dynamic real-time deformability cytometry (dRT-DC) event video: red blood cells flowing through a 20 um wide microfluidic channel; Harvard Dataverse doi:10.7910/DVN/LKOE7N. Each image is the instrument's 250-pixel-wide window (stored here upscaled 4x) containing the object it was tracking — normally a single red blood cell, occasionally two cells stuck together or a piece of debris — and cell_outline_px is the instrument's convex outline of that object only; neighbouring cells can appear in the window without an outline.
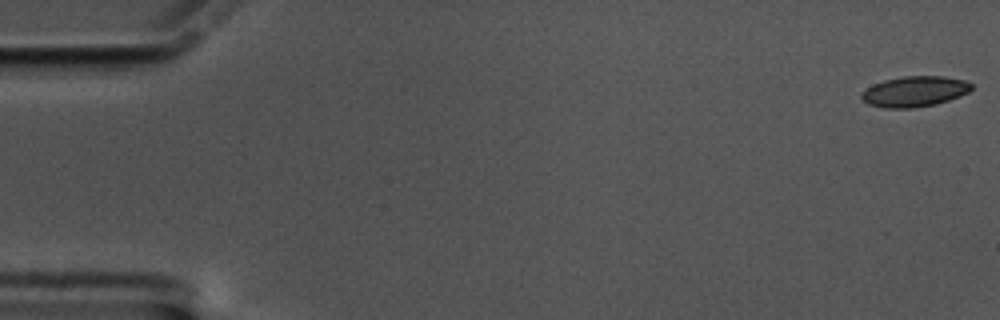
{"species": "common noctule bat (a hibernating species)", "species_latin": "Nyctalus noctula", "temperature_condition": "cold", "stored_images_in_passage": 59, "camera_frame_rate_fps": 3000, "um_per_image_px": 0.085, "animal": {"sex": "male", "body_mass_g": 17.5, "forearm_length_mm": 52.3}, "frame": {"image": 1, "passage_image": 1, "time_ms": 0.0, "image_size_px": [1000, 320], "cell_outline_px": [[972, 88], [968, 92], [960, 96], [936, 104], [912, 108], [884, 108], [868, 104], [860, 96], [872, 84], [884, 80], [904, 76], [944, 76], [964, 80], [972, 84]], "centroid_in_image_um": [77.75, 7.77], "position_along_channel_um": 7.2, "area_um2": 19.48}}
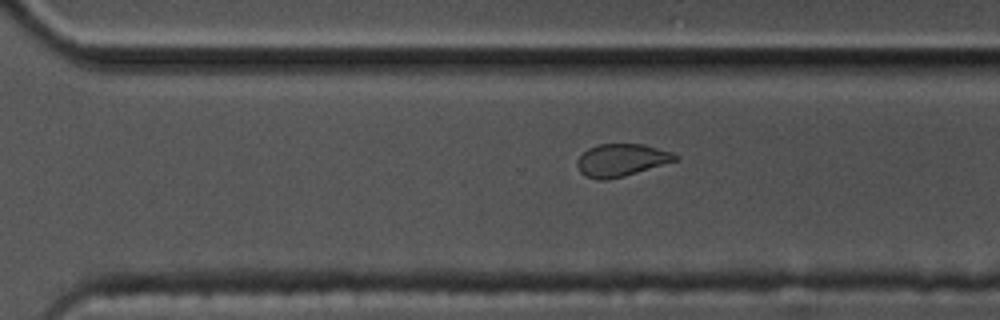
{"frame": {"image": 2, "passage_image": 41, "time_ms": 13.333, "image_size_px": [1000, 320], "cell_outline_px": [[680, 160], [624, 176], [604, 180], [600, 180], [584, 176], [580, 172], [576, 164], [576, 160], [588, 148], [600, 144], [644, 144], [672, 152], [680, 156]], "centroid_in_image_um": [52.84, 13.61], "position_along_channel_um": 317.8, "area_um2": 18.73}}
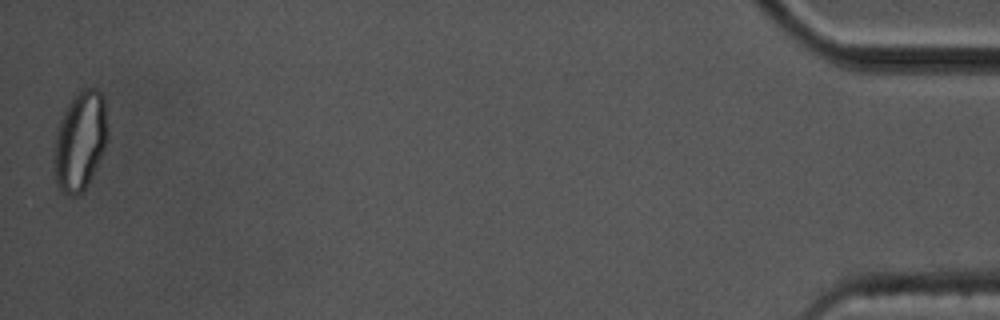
{"frame": {"image": 3, "passage_image": 59, "time_ms": 19.333, "image_size_px": [1000, 320], "cell_outline_px": [[108, 132], [104, 148], [84, 188], [76, 196], [68, 196], [56, 184], [56, 128], [68, 104], [84, 88], [96, 88], [104, 96]], "centroid_in_image_um": [6.83, 11.93], "position_along_channel_um": 428.4, "area_um2": 29.82}, "authors_computed_cell_mechanics": {"area_um2": 19.5942, "velocity_mm_per_s": 3.3904, "shape_relaxation_time_tau1_ms": 6.1975, "shape_relaxation_time_tau2_ms": 3.0057, "deformation_change_tau1": 0.1264, "deformation_change_tau2": 0.0632}}